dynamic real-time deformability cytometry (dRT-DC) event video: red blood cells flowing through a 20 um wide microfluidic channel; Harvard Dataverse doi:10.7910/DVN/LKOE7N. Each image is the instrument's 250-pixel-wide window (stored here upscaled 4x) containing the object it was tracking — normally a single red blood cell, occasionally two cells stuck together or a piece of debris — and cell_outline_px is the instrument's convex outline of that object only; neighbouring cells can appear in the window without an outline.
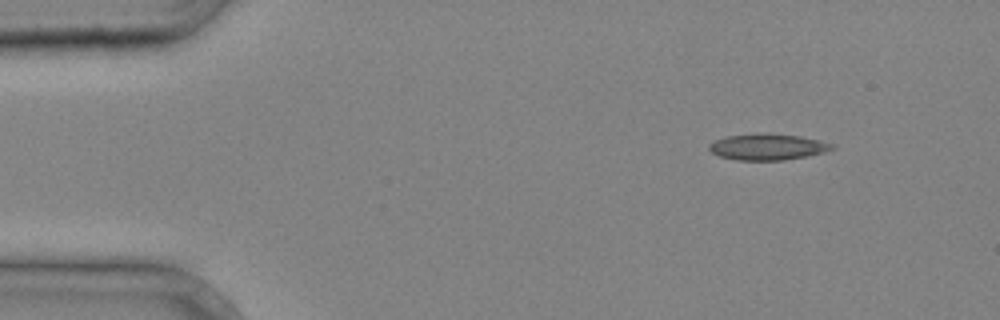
{"species": "common noctule bat (a hibernating species)", "species_latin": "Nyctalus noctula", "temperature_condition": "cold", "stored_images_in_passage": 4, "camera_frame_rate_fps": 3000, "um_per_image_px": 0.085, "animal": {"sex": "male", "body_mass_g": 20.4}, "frame": {"image": 1, "passage_image": 1, "time_ms": 0.0, "image_size_px": [1000, 320], "cell_outline_px": [[836, 148], [824, 152], [808, 156], [784, 160], [736, 160], [720, 156], [712, 152], [708, 148], [708, 144], [716, 140], [728, 136], [800, 136], [836, 144]], "centroid_in_image_um": [65.3, 12.54], "position_along_channel_um": 19.7, "area_um2": 17.86}}
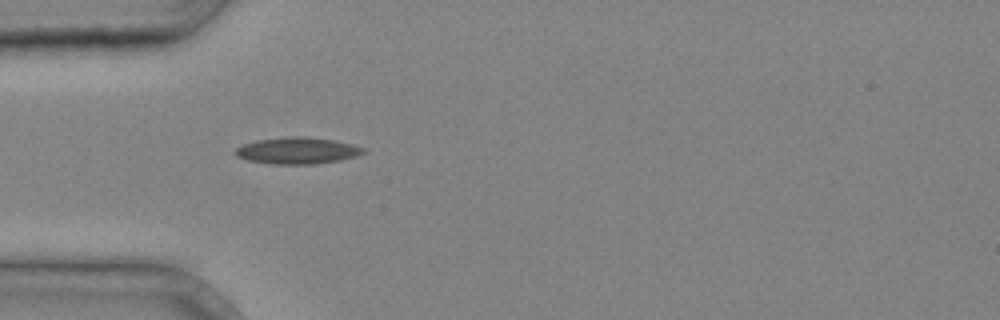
{"frame": {"image": 2, "passage_image": 3, "time_ms": 0.667, "image_size_px": [1000, 320], "cell_outline_px": [[364, 152], [356, 156], [340, 160], [312, 164], [276, 164], [248, 160], [236, 156], [236, 148], [244, 144], [256, 140], [288, 136], [300, 136], [336, 140], [352, 144], [364, 148]], "centroid_in_image_um": [25.28, 12.79], "position_along_channel_um": 59.7, "area_um2": 19.65}}